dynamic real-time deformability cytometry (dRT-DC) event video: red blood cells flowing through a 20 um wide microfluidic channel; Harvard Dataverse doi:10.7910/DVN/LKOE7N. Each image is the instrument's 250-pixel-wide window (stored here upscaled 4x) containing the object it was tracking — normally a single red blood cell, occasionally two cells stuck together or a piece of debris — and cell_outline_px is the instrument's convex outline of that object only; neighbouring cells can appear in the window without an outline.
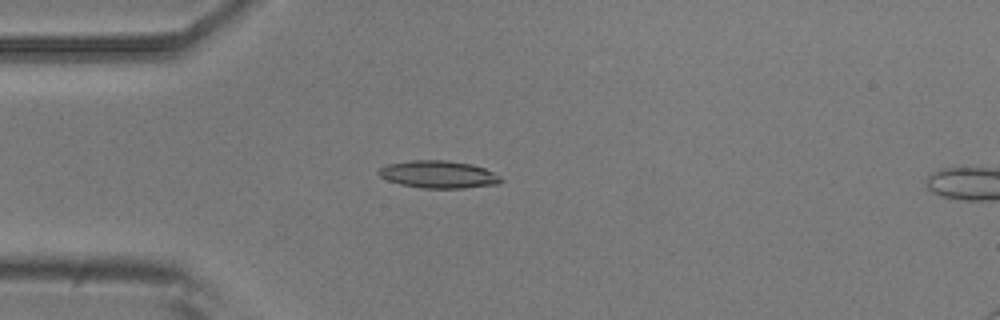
{"species": "common noctule bat (a hibernating species)", "species_latin": "Nyctalus noctula", "temperature_condition": "room temperature", "stored_images_in_passage": 6, "camera_frame_rate_fps": 3000, "um_per_image_px": 0.085, "animal": {"sex": "male", "body_mass_g": 20.5, "forearm_length_mm": 52.5}, "frame": {"image": 1, "passage_image": 5, "time_ms": 4.667, "image_size_px": [1000, 320], "cell_outline_px": [[504, 180], [500, 184], [464, 188], [420, 188], [400, 184], [388, 180], [380, 176], [376, 172], [380, 168], [388, 164], [412, 160], [448, 160], [472, 164], [484, 168], [500, 176]], "centroid_in_image_um": [37.29, 14.83], "position_along_channel_um": 47.7, "area_um2": 19.65}}